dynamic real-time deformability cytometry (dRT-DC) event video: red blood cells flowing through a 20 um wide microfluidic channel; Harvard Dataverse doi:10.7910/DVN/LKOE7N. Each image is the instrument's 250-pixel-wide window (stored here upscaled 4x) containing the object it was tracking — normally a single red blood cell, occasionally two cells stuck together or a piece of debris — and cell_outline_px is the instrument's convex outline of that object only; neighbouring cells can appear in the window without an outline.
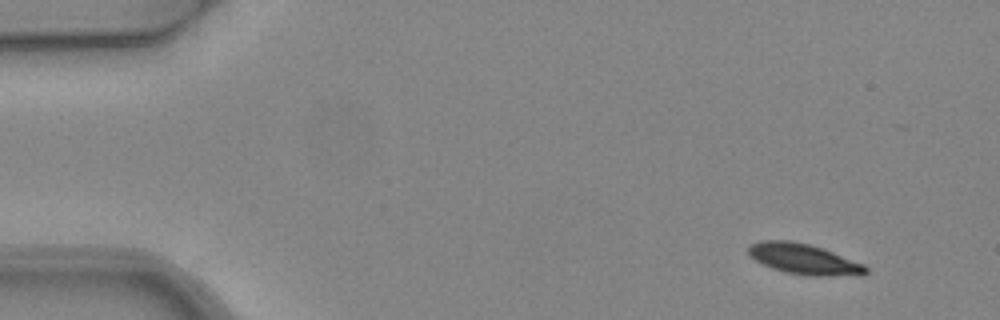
{"species": "common noctule bat (a hibernating species)", "species_latin": "Nyctalus noctula", "temperature_condition": "warm", "stored_images_in_passage": 2, "camera_frame_rate_fps": 3000, "um_per_image_px": 0.085, "animal": {"sex": "female", "body_mass_g": 24.6, "forearm_length_mm": 56.2}, "frame": {"image": 1, "passage_image": 1, "time_ms": 0.0, "image_size_px": [1000, 320], "cell_outline_px": [[868, 272], [864, 276], [816, 276], [784, 272], [772, 268], [756, 260], [748, 252], [748, 248], [752, 244], [760, 240], [792, 240], [808, 244], [832, 252], [864, 264], [868, 268]], "centroid_in_image_um": [68.38, 22.03], "position_along_channel_um": 16.6, "area_um2": 20.81}}